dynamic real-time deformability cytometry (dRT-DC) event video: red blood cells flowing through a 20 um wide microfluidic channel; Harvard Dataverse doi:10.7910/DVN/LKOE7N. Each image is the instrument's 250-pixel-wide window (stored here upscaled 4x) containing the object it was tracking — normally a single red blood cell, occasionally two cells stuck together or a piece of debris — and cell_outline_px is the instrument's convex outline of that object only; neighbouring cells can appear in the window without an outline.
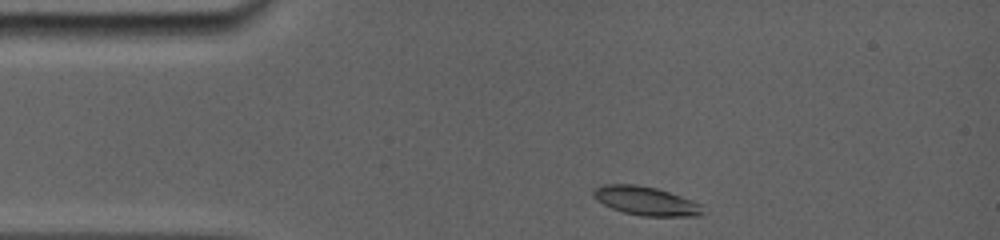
{"species": "common noctule bat (a hibernating species)", "species_latin": "Nyctalus noctula", "temperature_condition": "room temperature", "stored_images_in_passage": 56, "camera_frame_rate_fps": 5000, "um_per_image_px": 0.085, "animal": {"sex": "female", "body_mass_g": 19.0, "forearm_length_mm": 56.7}, "frame": {"image": 1, "passage_image": 1, "time_ms": 0.0, "image_size_px": [1000, 240], "cell_outline_px": [[704, 212], [700, 216], [640, 216], [624, 212], [612, 208], [596, 200], [592, 196], [592, 192], [600, 184], [636, 184], [656, 188], [704, 204]], "centroid_in_image_um": [54.91, 17.08], "position_along_channel_um": 30.1, "area_um2": 18.5}}
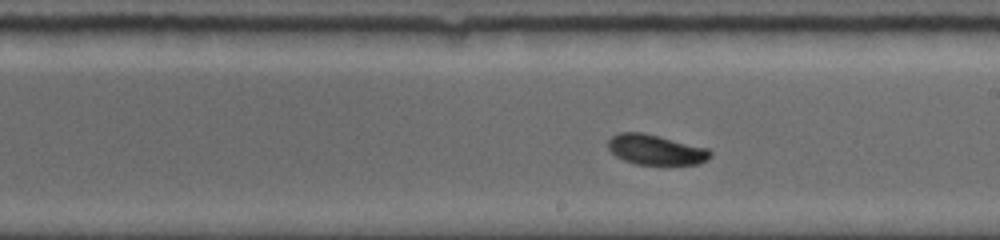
{"frame": {"image": 2, "passage_image": 34, "time_ms": 6.4, "image_size_px": [1000, 240], "cell_outline_px": [[712, 156], [708, 160], [700, 164], [636, 164], [624, 160], [616, 156], [608, 148], [608, 140], [612, 136], [620, 132], [644, 132], [708, 148], [712, 152]], "centroid_in_image_um": [55.76, 12.72], "position_along_channel_um": 233.2, "area_um2": 18.03}}
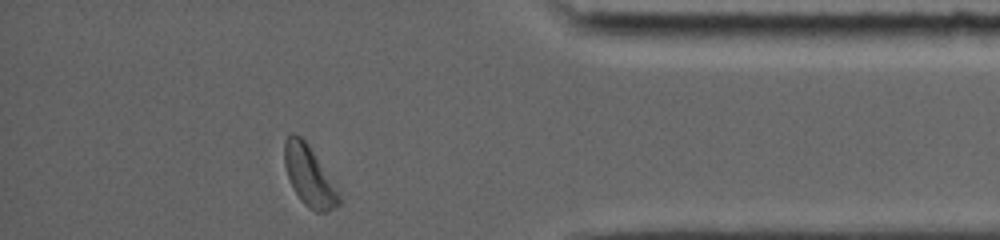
{"frame": {"image": 3, "passage_image": 55, "time_ms": 11.4, "image_size_px": [1000, 240], "cell_outline_px": [[340, 204], [328, 212], [316, 212], [308, 208], [304, 204], [296, 192], [288, 176], [284, 164], [284, 140], [288, 132], [292, 132], [300, 136], [308, 144], [340, 196]], "centroid_in_image_um": [26.24, 14.94], "position_along_channel_um": 409.0, "area_um2": 18.61}, "authors_computed_cell_mechanics": {"area_um2": 18.2359, "velocity_mm_per_s": 3.8272, "shape_relaxation_time_tau1_ms": 2.391, "shape_relaxation_time_tau2_ms": null, "deformation_change_tau1": 0.1008, "deformation_change_tau2": null}}